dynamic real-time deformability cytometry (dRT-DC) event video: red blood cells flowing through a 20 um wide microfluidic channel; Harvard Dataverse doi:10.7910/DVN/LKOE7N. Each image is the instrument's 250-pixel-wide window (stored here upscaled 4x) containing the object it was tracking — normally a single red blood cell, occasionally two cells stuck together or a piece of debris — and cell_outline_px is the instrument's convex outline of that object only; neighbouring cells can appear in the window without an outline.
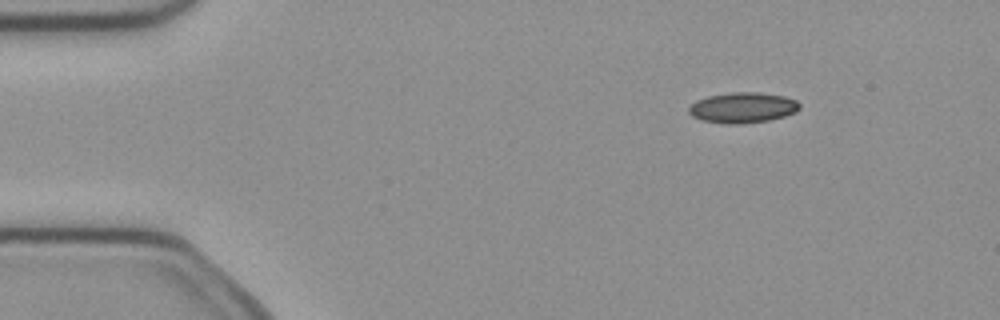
{"species": "common noctule bat (a hibernating species)", "species_latin": "Nyctalus noctula", "temperature_condition": "cold", "stored_images_in_passage": 4, "camera_frame_rate_fps": 3000, "um_per_image_px": 0.085, "animal": {"sex": "female", "body_mass_g": 21.9}, "frame": {"image": 1, "passage_image": 2, "time_ms": 0.333, "image_size_px": [1000, 320], "cell_outline_px": [[800, 108], [796, 112], [784, 116], [768, 120], [740, 124], [728, 124], [704, 120], [692, 116], [688, 112], [688, 108], [696, 100], [708, 96], [732, 92], [756, 92], [784, 96], [796, 100], [800, 104]], "centroid_in_image_um": [63.14, 9.14], "position_along_channel_um": 21.9, "area_um2": 19.59}}